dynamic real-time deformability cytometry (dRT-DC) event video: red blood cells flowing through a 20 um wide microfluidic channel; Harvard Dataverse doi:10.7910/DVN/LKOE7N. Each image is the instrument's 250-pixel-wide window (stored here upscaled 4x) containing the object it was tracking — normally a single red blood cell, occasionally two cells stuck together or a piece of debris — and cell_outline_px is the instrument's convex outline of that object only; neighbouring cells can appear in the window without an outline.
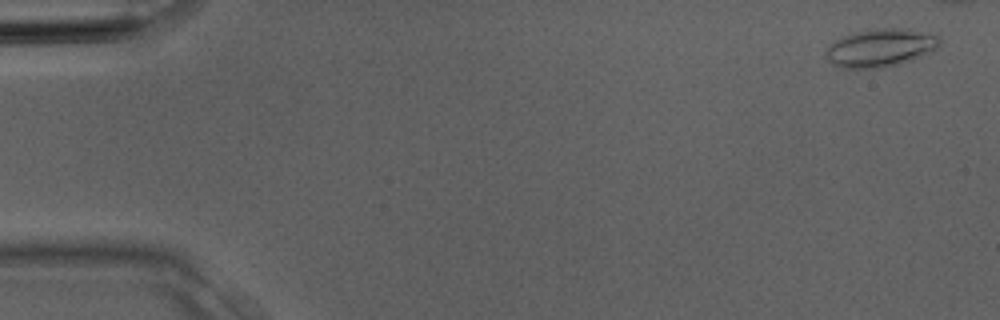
{"species": "Egyptian fruit bat (a non-hibernating species)", "species_latin": "Rousettus aegyptiacus", "temperature_condition": "room temperature", "stored_images_in_passage": 6, "camera_frame_rate_fps": 3000, "um_per_image_px": 0.085, "animal": {"sex": "male"}, "frame": {"image": 1, "passage_image": 1, "time_ms": 0.0, "image_size_px": [1000, 320], "cell_outline_px": [[940, 44], [936, 48], [912, 60], [880, 68], [840, 68], [832, 64], [824, 56], [824, 52], [836, 40], [852, 32], [884, 28], [908, 28], [928, 32], [940, 36]], "centroid_in_image_um": [74.83, 4.05], "position_along_channel_um": 10.2, "area_um2": 25.2}}